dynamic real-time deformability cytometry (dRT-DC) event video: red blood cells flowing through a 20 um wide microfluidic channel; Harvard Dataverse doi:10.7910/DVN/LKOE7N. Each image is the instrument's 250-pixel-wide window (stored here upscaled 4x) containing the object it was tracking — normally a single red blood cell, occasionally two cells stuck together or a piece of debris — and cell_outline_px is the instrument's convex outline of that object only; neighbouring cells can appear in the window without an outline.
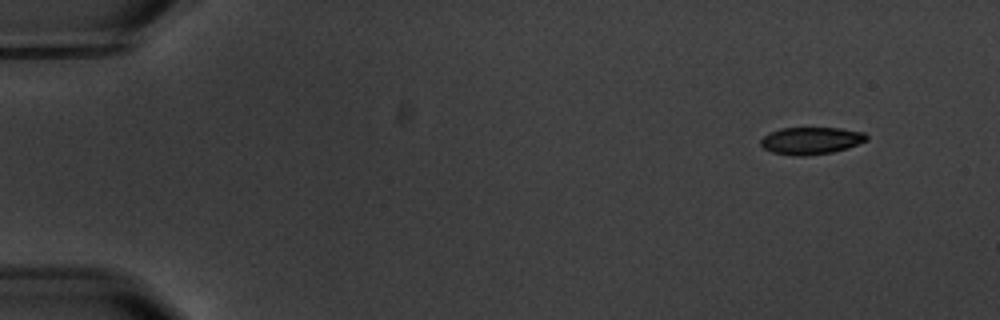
{"species": "common noctule bat (a hibernating species)", "species_latin": "Nyctalus noctula", "temperature_condition": "warm", "stored_images_in_passage": 4, "camera_frame_rate_fps": 3000, "um_per_image_px": 0.085, "animal": {"sex": "male", "body_mass_g": 20.1, "forearm_length_mm": 53.5}, "frame": {"image": 1, "passage_image": 1, "time_ms": 0.0, "image_size_px": [1000, 320], "cell_outline_px": [[868, 140], [832, 152], [804, 156], [800, 156], [772, 152], [764, 148], [760, 144], [760, 140], [764, 136], [780, 128], [840, 128], [864, 132], [868, 136]], "centroid_in_image_um": [68.93, 11.94], "position_along_channel_um": 16.1, "area_um2": 16.53}}